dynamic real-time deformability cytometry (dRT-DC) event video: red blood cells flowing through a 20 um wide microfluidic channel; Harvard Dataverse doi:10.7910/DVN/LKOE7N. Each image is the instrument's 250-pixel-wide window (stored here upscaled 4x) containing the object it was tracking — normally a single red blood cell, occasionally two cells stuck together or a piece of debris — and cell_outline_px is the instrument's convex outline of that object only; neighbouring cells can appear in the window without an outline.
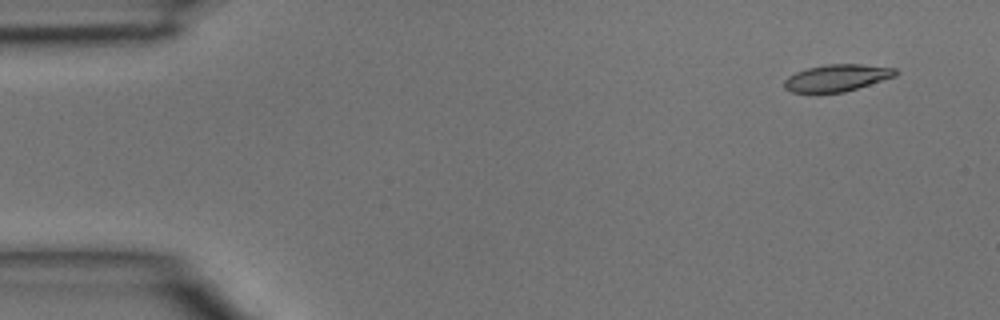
{"species": "common noctule bat (a hibernating species)", "species_latin": "Nyctalus noctula", "temperature_condition": "room temperature", "stored_images_in_passage": 3, "camera_frame_rate_fps": 3000, "um_per_image_px": 0.085, "animal": {"sex": "male", "body_mass_g": 15.6}, "frame": {"image": 1, "passage_image": 1, "time_ms": 0.0, "image_size_px": [1000, 320], "cell_outline_px": [[900, 72], [896, 76], [844, 92], [792, 92], [784, 88], [784, 80], [788, 76], [796, 72], [808, 68], [824, 64], [860, 64], [896, 68]], "centroid_in_image_um": [71.15, 6.61], "position_along_channel_um": 13.8, "area_um2": 17.4}}